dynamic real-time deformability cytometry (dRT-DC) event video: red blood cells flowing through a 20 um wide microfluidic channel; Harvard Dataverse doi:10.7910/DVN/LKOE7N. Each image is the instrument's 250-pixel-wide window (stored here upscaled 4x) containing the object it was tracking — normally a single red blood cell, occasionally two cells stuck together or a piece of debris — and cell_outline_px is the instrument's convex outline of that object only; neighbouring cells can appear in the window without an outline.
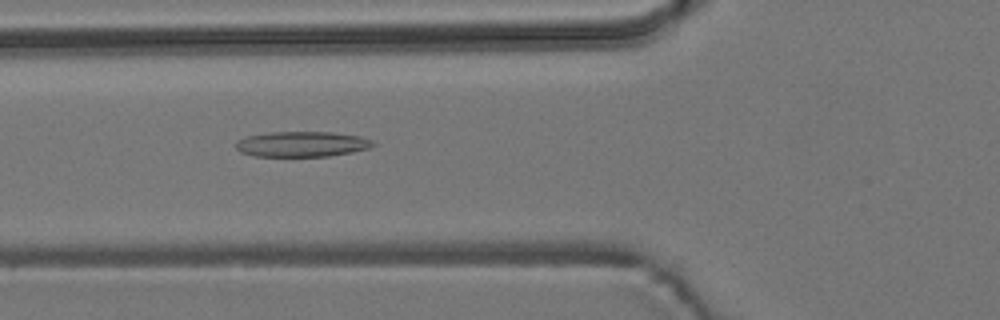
{"species": "common noctule bat (a hibernating species)", "species_latin": "Nyctalus noctula", "temperature_condition": "room temperature", "stored_images_in_passage": 37, "camera_frame_rate_fps": 3000, "um_per_image_px": 0.085, "animal": {"sex": "male", "body_mass_g": 19.2, "forearm_length_mm": 51.8}, "frame": {"image": 1, "passage_image": 11, "time_ms": 3.333, "image_size_px": [1000, 320], "cell_outline_px": [[376, 144], [368, 148], [352, 152], [328, 156], [256, 156], [240, 152], [236, 148], [236, 140], [248, 136], [272, 132], [332, 132], [360, 136], [372, 140]], "centroid_in_image_um": [25.66, 12.25], "position_along_channel_um": 100.1, "area_um2": 20.17}}
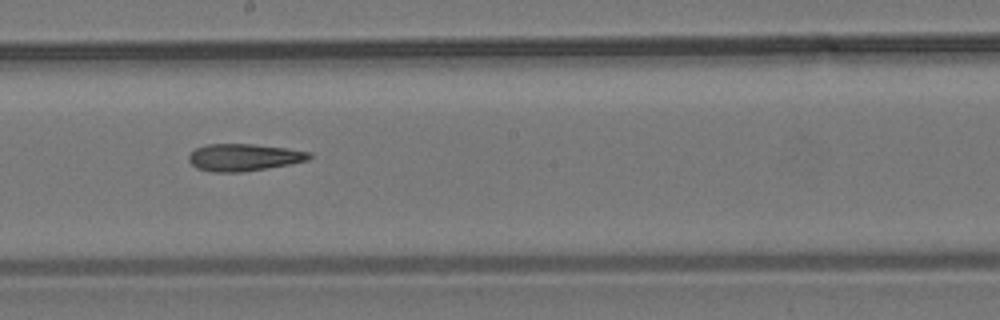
{"frame": {"image": 2, "passage_image": 21, "time_ms": 6.667, "image_size_px": [1000, 320], "cell_outline_px": [[312, 156], [308, 160], [288, 164], [240, 172], [212, 172], [196, 168], [188, 160], [188, 156], [196, 148], [208, 144], [252, 144], [288, 148], [312, 152]], "centroid_in_image_um": [20.72, 13.37], "position_along_channel_um": 227.5, "area_um2": 18.96}}
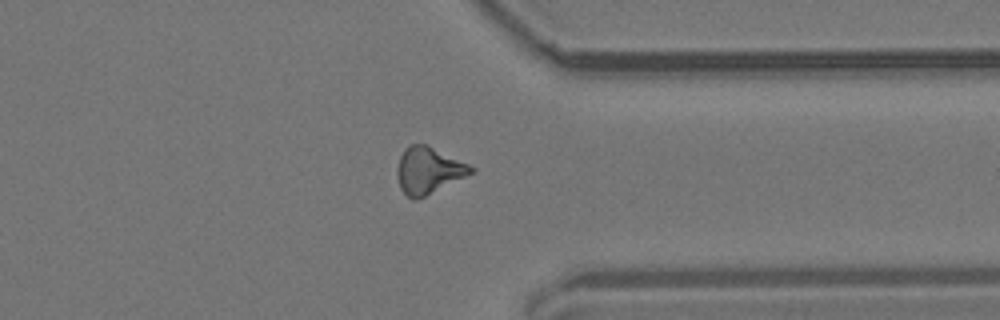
{"frame": {"image": 3, "passage_image": 33, "time_ms": 10.667, "image_size_px": [1000, 320], "cell_outline_px": [[476, 168], [472, 172], [424, 196], [412, 200], [400, 188], [396, 172], [396, 168], [400, 156], [404, 148], [408, 144], [428, 144]], "centroid_in_image_um": [36.36, 14.44], "position_along_channel_um": 375.0, "area_um2": 19.71}}